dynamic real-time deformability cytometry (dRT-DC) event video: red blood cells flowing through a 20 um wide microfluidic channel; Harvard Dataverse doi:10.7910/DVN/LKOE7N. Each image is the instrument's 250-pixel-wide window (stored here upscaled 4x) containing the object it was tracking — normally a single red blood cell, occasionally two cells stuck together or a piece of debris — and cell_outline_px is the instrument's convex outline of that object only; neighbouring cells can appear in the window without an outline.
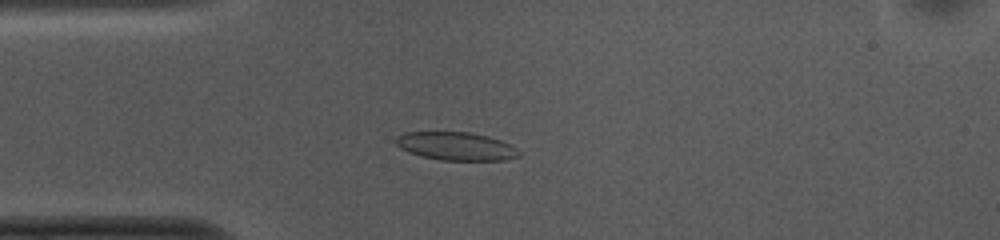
{"species": "common noctule bat (a hibernating species)", "species_latin": "Nyctalus noctula", "temperature_condition": "cold", "stored_images_in_passage": 42, "camera_frame_rate_fps": 3000, "um_per_image_px": 0.085, "animal": {"sex": "female", "body_mass_g": 10.0, "forearm_length_mm": 53.1}, "frame": {"image": 1, "passage_image": 2, "time_ms": 0.333, "image_size_px": [1000, 240], "cell_outline_px": [[520, 156], [504, 160], [440, 160], [420, 156], [408, 152], [400, 148], [396, 144], [396, 136], [404, 132], [468, 132], [488, 136], [500, 140], [516, 148], [520, 152]], "centroid_in_image_um": [38.74, 12.43], "position_along_channel_um": 46.3, "area_um2": 20.23}}
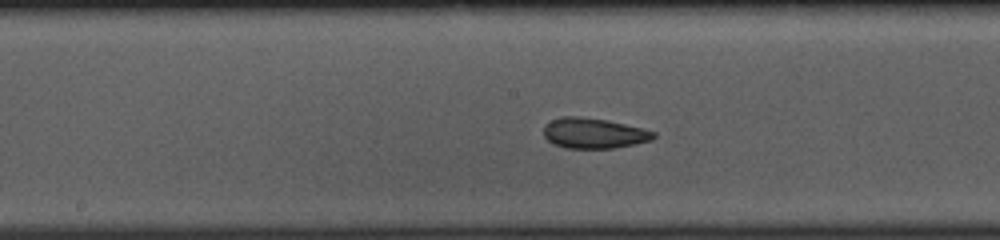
{"frame": {"image": 2, "passage_image": 15, "time_ms": 4.667, "image_size_px": [1000, 240], "cell_outline_px": [[656, 136], [652, 140], [636, 144], [612, 148], [564, 148], [552, 144], [544, 136], [544, 124], [560, 116], [580, 116], [608, 120], [644, 128], [656, 132]], "centroid_in_image_um": [50.48, 11.32], "position_along_channel_um": 197.7, "area_um2": 19.77}}
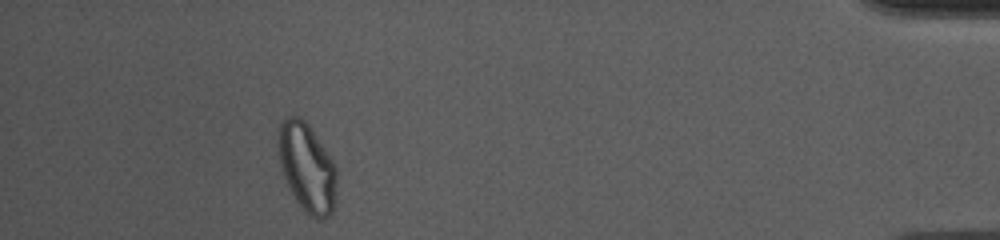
{"frame": {"image": 3, "passage_image": 37, "time_ms": 12.0, "image_size_px": [1000, 240], "cell_outline_px": [[336, 204], [332, 212], [328, 216], [320, 220], [316, 220], [296, 200], [284, 176], [280, 160], [276, 140], [276, 136], [280, 124], [288, 116], [300, 116], [308, 124], [332, 160], [336, 168]], "centroid_in_image_um": [26.1, 14.22], "position_along_channel_um": 409.1, "area_um2": 29.94}, "authors_computed_cell_mechanics": {"area_um2": 20.2878, "velocity_mm_per_s": 3.7269, "shape_relaxation_time_tau1_ms": null, "shape_relaxation_time_tau2_ms": 2.6137, "deformation_change_tau1": null, "deformation_change_tau2": 0.0765}}